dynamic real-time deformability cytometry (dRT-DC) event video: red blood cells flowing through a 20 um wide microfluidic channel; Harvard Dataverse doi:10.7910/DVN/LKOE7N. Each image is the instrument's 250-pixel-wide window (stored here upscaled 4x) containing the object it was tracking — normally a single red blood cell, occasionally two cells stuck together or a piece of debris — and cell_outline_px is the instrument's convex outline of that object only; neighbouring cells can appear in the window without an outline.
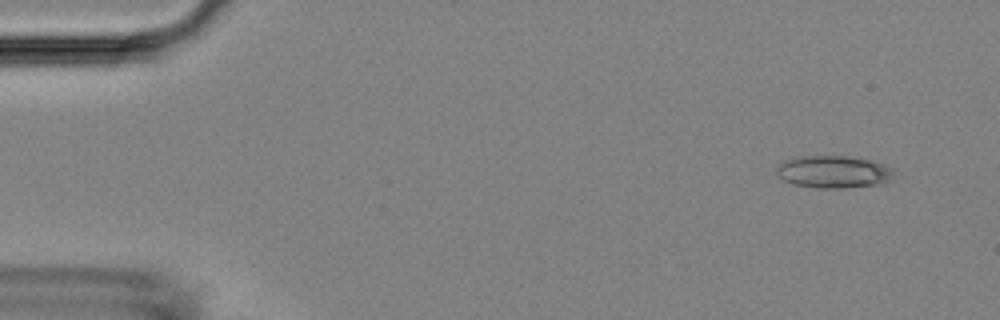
{"species": "Egyptian fruit bat (a non-hibernating species)", "species_latin": "Rousettus aegyptiacus", "temperature_condition": "room temperature", "stored_images_in_passage": 50, "camera_frame_rate_fps": 3000, "um_per_image_px": 0.085, "animal": {"sex": "female"}, "frame": {"image": 1, "passage_image": 4, "time_ms": 1.0, "image_size_px": [1000, 320], "cell_outline_px": [[896, 168], [892, 180], [880, 184], [844, 188], [816, 188], [792, 184], [784, 180], [776, 172], [776, 168], [784, 160], [796, 156], [848, 156], [872, 160]], "centroid_in_image_um": [70.9, 14.6], "position_along_channel_um": 14.1, "area_um2": 22.54}}
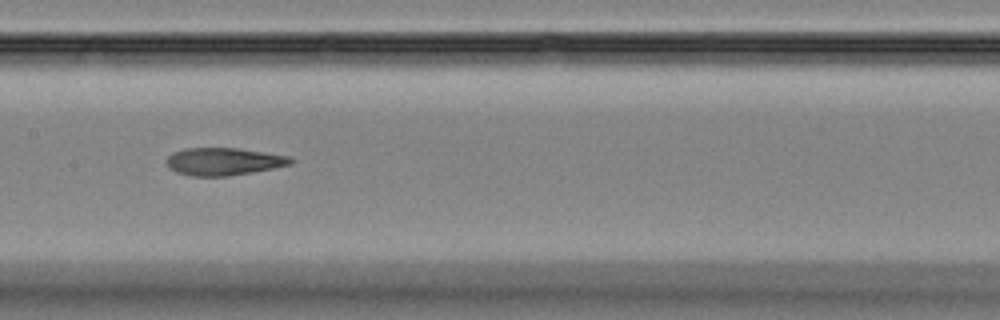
{"frame": {"image": 2, "passage_image": 25, "time_ms": 8.0, "image_size_px": [1000, 320], "cell_outline_px": [[296, 160], [292, 164], [252, 172], [228, 176], [192, 176], [176, 172], [168, 168], [164, 160], [172, 152], [184, 148], [240, 148], [292, 156]], "centroid_in_image_um": [19.01, 13.72], "position_along_channel_um": 188.4, "area_um2": 20.29}}
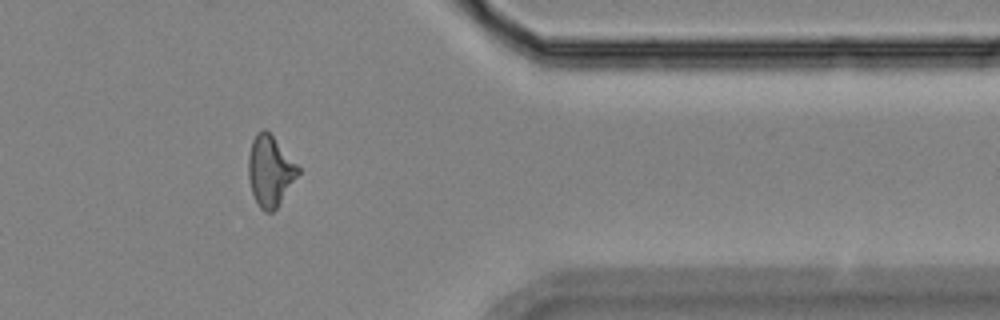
{"frame": {"image": 3, "passage_image": 41, "time_ms": 13.333, "image_size_px": [1000, 320], "cell_outline_px": [[300, 172], [276, 208], [272, 212], [264, 212], [260, 208], [252, 192], [248, 176], [248, 156], [252, 140], [256, 132], [264, 128], [272, 136], [300, 168]], "centroid_in_image_um": [22.93, 14.52], "position_along_channel_um": 388.5, "area_um2": 20.11}}